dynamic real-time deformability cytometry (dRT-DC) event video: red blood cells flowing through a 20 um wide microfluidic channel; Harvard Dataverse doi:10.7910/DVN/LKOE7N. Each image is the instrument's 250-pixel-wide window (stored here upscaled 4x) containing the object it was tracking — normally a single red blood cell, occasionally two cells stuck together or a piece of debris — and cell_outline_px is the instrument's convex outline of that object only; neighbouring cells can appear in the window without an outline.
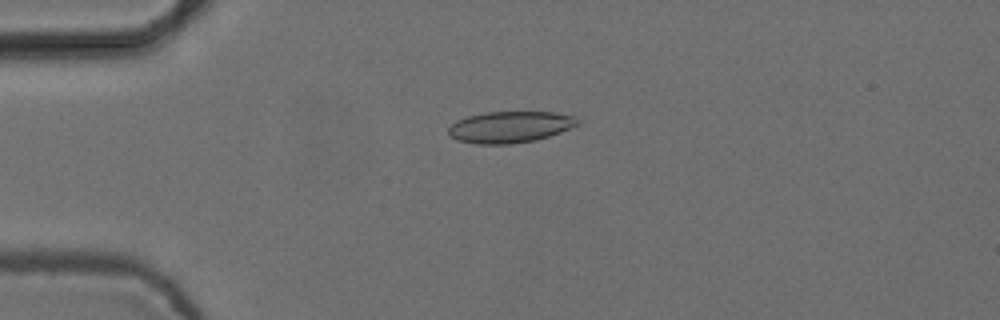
{"species": "common noctule bat (a hibernating species)", "species_latin": "Nyctalus noctula", "temperature_condition": "cold", "stored_images_in_passage": 4, "camera_frame_rate_fps": 3000, "um_per_image_px": 0.085, "animal": {"sex": "female", "body_mass_g": 24.6, "forearm_length_mm": 56.2}, "frame": {"image": 1, "passage_image": 1, "time_ms": 0.0, "image_size_px": [1000, 320], "cell_outline_px": [[580, 124], [560, 132], [536, 140], [508, 144], [476, 144], [456, 140], [448, 136], [448, 128], [456, 120], [468, 116], [488, 112], [556, 112], [576, 116]], "centroid_in_image_um": [43.34, 10.79], "position_along_channel_um": 41.7, "area_um2": 23.76}}
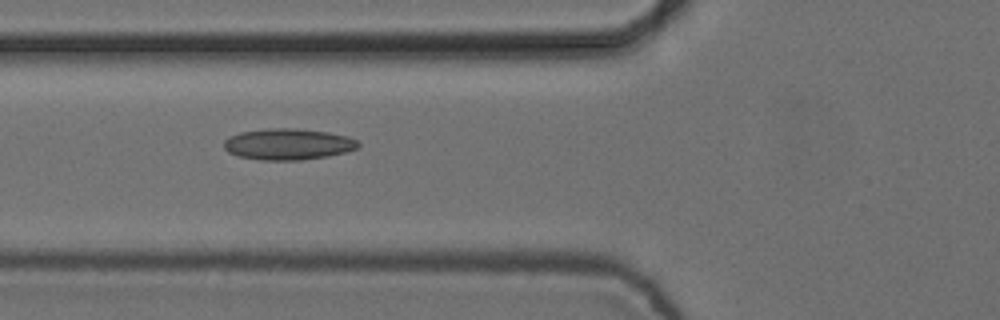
{"frame": {"image": 2, "passage_image": 3, "time_ms": 0.667, "image_size_px": [1000, 320], "cell_outline_px": [[360, 144], [356, 148], [344, 152], [328, 156], [300, 160], [260, 160], [236, 156], [228, 152], [224, 148], [224, 140], [228, 136], [240, 132], [268, 128], [296, 128], [328, 132], [348, 136], [356, 140]], "centroid_in_image_um": [24.44, 12.25], "position_along_channel_um": 101.4, "area_um2": 24.57}}
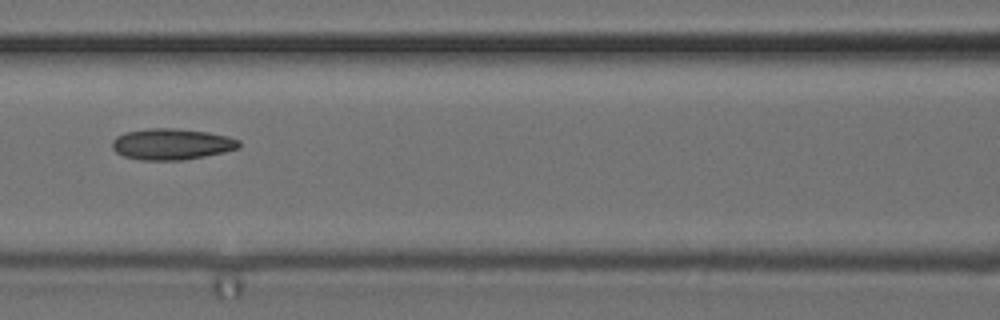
{"frame": {"image": 3, "passage_image": 4, "time_ms": 1.0, "image_size_px": [1000, 320], "cell_outline_px": [[240, 148], [224, 152], [184, 160], [140, 160], [124, 156], [116, 152], [112, 148], [112, 140], [116, 136], [124, 132], [148, 128], [176, 128], [208, 132], [228, 136], [240, 140]], "centroid_in_image_um": [14.59, 12.24], "position_along_channel_um": 152.0, "area_um2": 23.24}}